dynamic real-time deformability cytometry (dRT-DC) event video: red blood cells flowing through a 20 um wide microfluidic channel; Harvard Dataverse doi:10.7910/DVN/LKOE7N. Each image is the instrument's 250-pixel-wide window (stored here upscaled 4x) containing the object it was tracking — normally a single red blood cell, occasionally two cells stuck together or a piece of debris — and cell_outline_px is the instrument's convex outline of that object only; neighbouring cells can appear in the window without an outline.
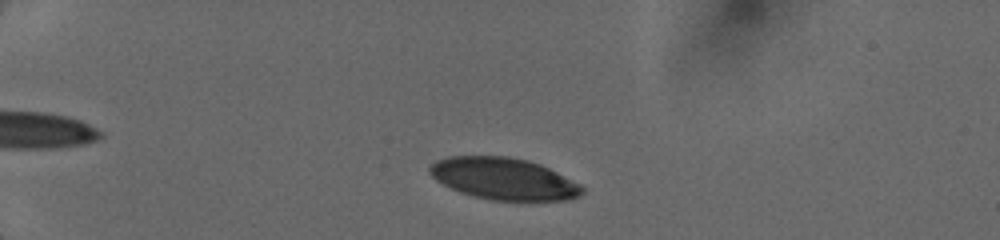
{"species": "human", "species_latin": "Homo sapiens", "temperature_condition": "cold", "stored_images_in_passage": 18, "camera_frame_rate_fps": 3000, "um_per_image_px": 0.085, "donor": {"sex": "female"}, "frame": {"image": 1, "passage_image": 6, "time_ms": 1.667, "image_size_px": [1000, 240], "cell_outline_px": [[584, 192], [580, 196], [572, 200], [492, 200], [460, 192], [436, 180], [428, 172], [428, 168], [436, 160], [448, 156], [508, 156], [528, 160], [540, 164], [580, 184], [584, 188]], "centroid_in_image_um": [42.83, 15.18], "position_along_channel_um": 42.2, "area_um2": 37.05}}
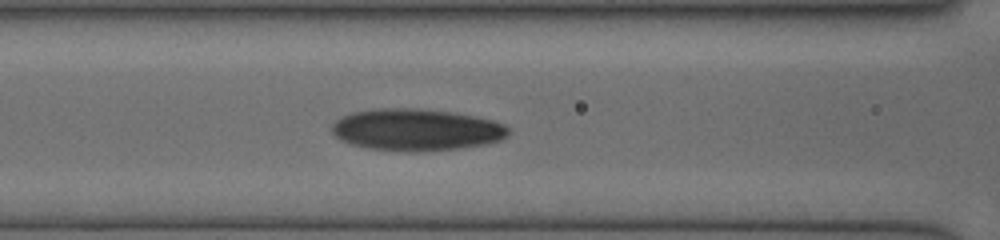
{"frame": {"image": 2, "passage_image": 16, "time_ms": 5.333, "image_size_px": [1000, 240], "cell_outline_px": [[508, 136], [500, 140], [484, 144], [460, 148], [420, 152], [408, 152], [364, 148], [340, 140], [332, 132], [332, 124], [340, 116], [352, 112], [376, 108], [412, 108], [452, 112], [492, 120], [504, 124], [508, 128]], "centroid_in_image_um": [35.34, 11.03], "position_along_channel_um": 131.3, "area_um2": 43.23}}
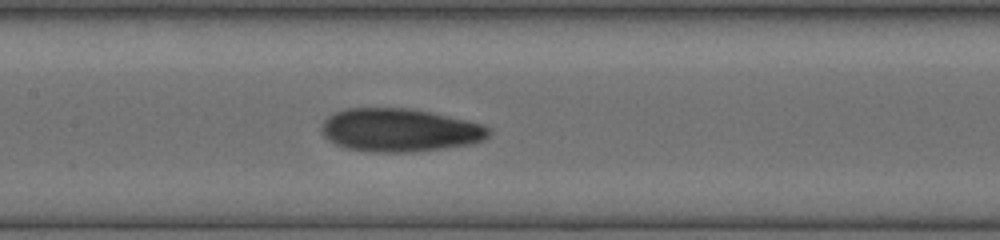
{"frame": {"image": 3, "passage_image": 18, "time_ms": 6.333, "image_size_px": [1000, 240], "cell_outline_px": [[492, 132], [484, 140], [472, 144], [444, 148], [412, 152], [372, 152], [344, 148], [328, 140], [324, 136], [320, 128], [324, 120], [328, 116], [336, 112], [348, 108], [408, 108], [428, 112], [464, 120], [480, 124], [488, 128]], "centroid_in_image_um": [33.93, 11.07], "position_along_channel_um": 173.5, "area_um2": 41.96}}